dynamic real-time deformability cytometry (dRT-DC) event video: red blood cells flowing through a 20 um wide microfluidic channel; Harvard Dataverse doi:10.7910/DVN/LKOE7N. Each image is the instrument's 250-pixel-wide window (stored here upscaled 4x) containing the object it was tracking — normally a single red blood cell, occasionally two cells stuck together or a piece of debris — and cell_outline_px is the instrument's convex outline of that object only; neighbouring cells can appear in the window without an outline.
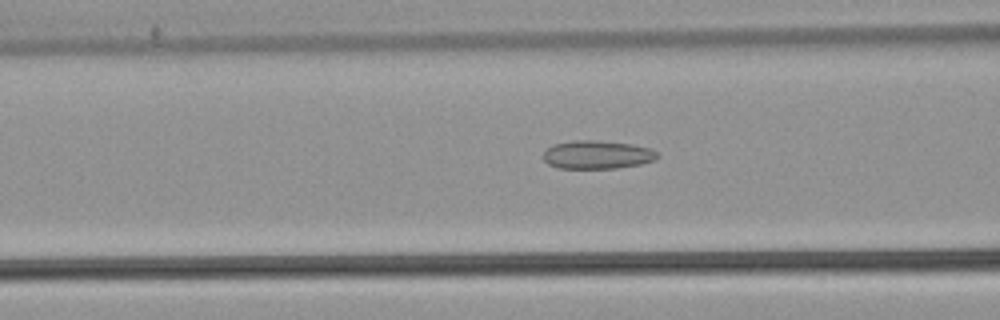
{"species": "common noctule bat (a hibernating species)", "species_latin": "Nyctalus noctula", "temperature_condition": "warm", "stored_images_in_passage": 54, "camera_frame_rate_fps": 3000, "um_per_image_px": 0.085, "animal": {"sex": "male", "body_mass_g": 21.5, "forearm_length_mm": 52.0}, "frame": {"image": 1, "passage_image": 22, "time_ms": 7.0, "image_size_px": [1000, 320], "cell_outline_px": [[660, 156], [656, 160], [640, 164], [616, 168], [560, 168], [548, 164], [544, 160], [544, 152], [552, 144], [572, 140], [596, 140], [632, 144], [652, 148]], "centroid_in_image_um": [50.79, 13.14], "position_along_channel_um": 115.8, "area_um2": 18.96}}
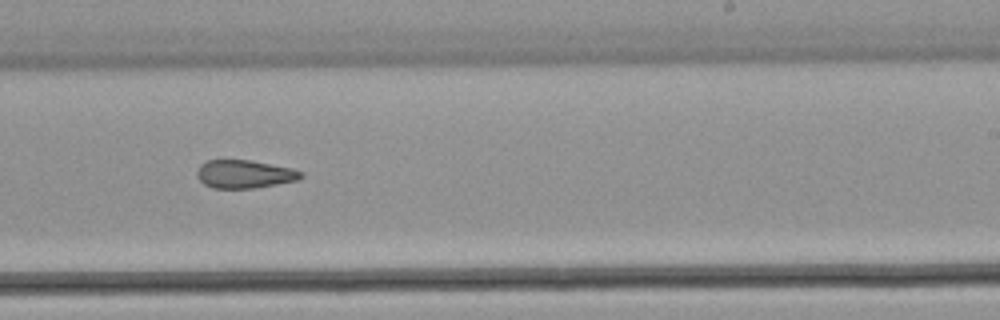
{"frame": {"image": 2, "passage_image": 34, "time_ms": 11.0, "image_size_px": [1000, 320], "cell_outline_px": [[304, 176], [296, 180], [256, 188], [212, 188], [204, 184], [196, 176], [196, 172], [200, 164], [208, 160], [252, 160], [292, 168], [304, 172]], "centroid_in_image_um": [20.78, 14.79], "position_along_channel_um": 268.2, "area_um2": 17.17}}
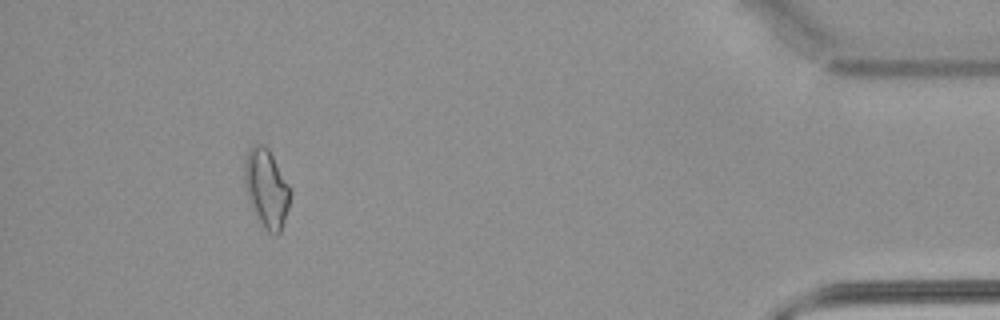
{"frame": {"image": 3, "passage_image": 50, "time_ms": 16.333, "image_size_px": [1000, 320], "cell_outline_px": [[292, 192], [288, 208], [280, 232], [276, 236], [268, 232], [260, 224], [252, 208], [244, 184], [244, 164], [248, 148], [256, 140], [264, 144], [268, 148]], "centroid_in_image_um": [22.63, 15.97], "position_along_channel_um": 412.6, "area_um2": 21.04}, "authors_computed_cell_mechanics": {"area_um2": 19.1896, "velocity_mm_per_s": 3.8198, "shape_relaxation_time_tau1_ms": null, "shape_relaxation_time_tau2_ms": 3.8506, "deformation_change_tau1": null, "deformation_change_tau2": 0.1274}}